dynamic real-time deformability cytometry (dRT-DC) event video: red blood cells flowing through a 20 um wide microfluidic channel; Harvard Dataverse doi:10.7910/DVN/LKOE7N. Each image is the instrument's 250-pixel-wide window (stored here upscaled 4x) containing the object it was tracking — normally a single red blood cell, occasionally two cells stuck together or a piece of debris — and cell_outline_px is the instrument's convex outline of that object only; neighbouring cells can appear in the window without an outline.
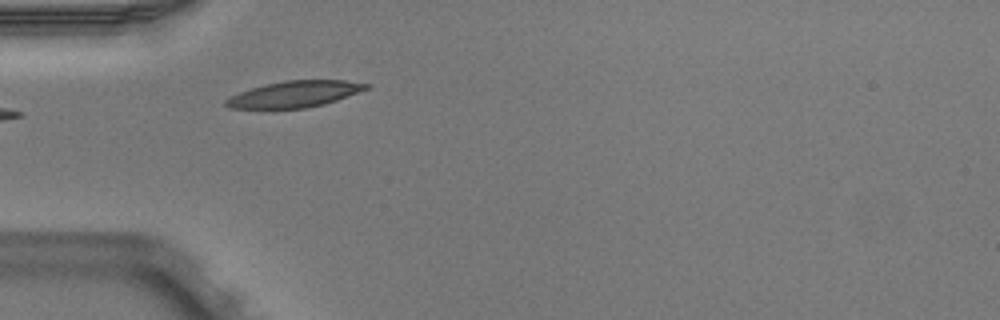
{"species": "Egyptian fruit bat (a non-hibernating species)", "species_latin": "Rousettus aegyptiacus", "temperature_condition": "warm", "stored_images_in_passage": 3, "camera_frame_rate_fps": 3000, "um_per_image_px": 0.085, "animal": {"sex": "male"}, "frame": {"image": 1, "passage_image": 3, "time_ms": 0.667, "image_size_px": [1000, 320], "cell_outline_px": [[372, 84], [368, 88], [336, 100], [324, 104], [308, 108], [228, 108], [224, 104], [224, 100], [240, 92], [264, 84], [284, 80], [344, 80]], "centroid_in_image_um": [25.04, 7.99], "position_along_channel_um": 60.0, "area_um2": 21.33}}